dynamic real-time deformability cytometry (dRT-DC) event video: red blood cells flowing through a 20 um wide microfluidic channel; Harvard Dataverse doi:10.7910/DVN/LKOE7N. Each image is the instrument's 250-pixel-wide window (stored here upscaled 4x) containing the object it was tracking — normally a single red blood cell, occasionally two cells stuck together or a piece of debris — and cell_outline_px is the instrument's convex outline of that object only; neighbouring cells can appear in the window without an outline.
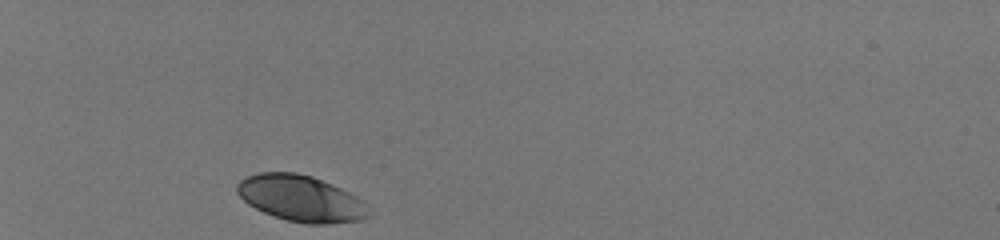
{"species": "human", "species_latin": "Homo sapiens", "temperature_condition": "room temperature", "stored_images_in_passage": 24, "camera_frame_rate_fps": 3000, "um_per_image_px": 0.085, "donor": {"sex": "male"}, "frame": {"image": 1, "passage_image": 1, "time_ms": 0.0, "image_size_px": [1000, 240], "cell_outline_px": [[368, 216], [364, 220], [328, 224], [304, 224], [288, 220], [264, 212], [248, 204], [236, 192], [236, 184], [240, 180], [248, 176], [260, 172], [296, 172], [312, 176], [332, 184], [356, 196], [368, 204]], "centroid_in_image_um": [25.59, 16.87], "position_along_channel_um": 59.4, "area_um2": 35.43}}
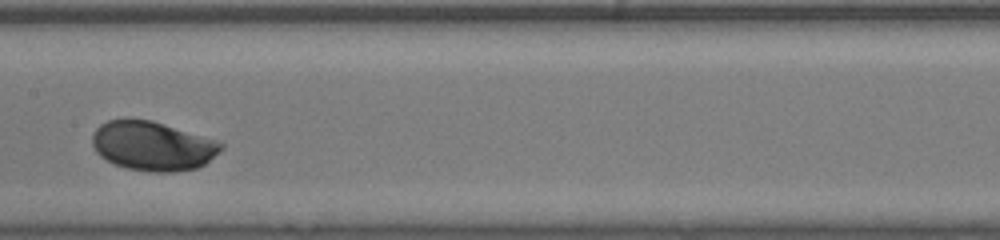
{"frame": {"image": 2, "passage_image": 14, "time_ms": 4.333, "image_size_px": [1000, 240], "cell_outline_px": [[224, 148], [220, 152], [204, 164], [196, 168], [176, 172], [148, 172], [128, 168], [116, 164], [100, 156], [96, 152], [92, 144], [92, 136], [96, 128], [100, 124], [108, 120], [128, 116], [152, 120], [216, 140], [224, 144]], "centroid_in_image_um": [12.95, 12.38], "position_along_channel_um": 194.4, "area_um2": 37.4}}
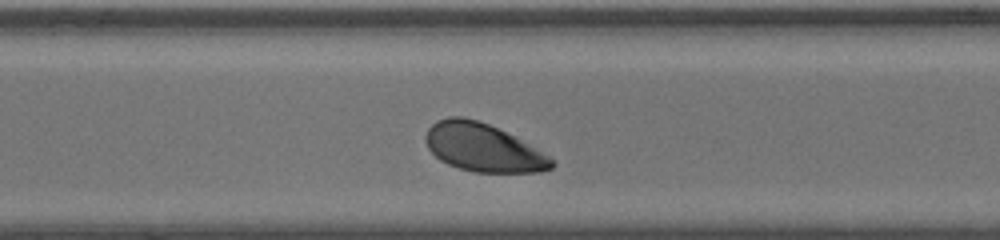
{"frame": {"image": 3, "passage_image": 24, "time_ms": 7.667, "image_size_px": [1000, 240], "cell_outline_px": [[556, 164], [552, 168], [540, 172], [476, 172], [460, 168], [448, 164], [440, 160], [428, 148], [424, 140], [424, 136], [428, 128], [436, 120], [448, 116], [464, 116], [488, 124], [520, 140], [556, 160]], "centroid_in_image_um": [41.02, 12.54], "position_along_channel_um": 329.6, "area_um2": 35.03}}